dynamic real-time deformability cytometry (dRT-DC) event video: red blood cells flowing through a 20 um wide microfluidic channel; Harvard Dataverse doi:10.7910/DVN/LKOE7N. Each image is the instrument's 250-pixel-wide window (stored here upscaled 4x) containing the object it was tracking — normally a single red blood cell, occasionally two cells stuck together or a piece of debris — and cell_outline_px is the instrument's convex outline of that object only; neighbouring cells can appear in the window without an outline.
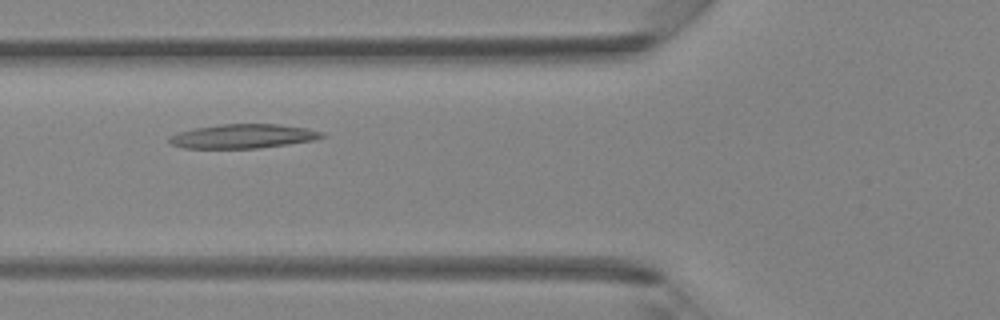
{"species": "Egyptian fruit bat (a non-hibernating species)", "species_latin": "Rousettus aegyptiacus", "temperature_condition": "room temperature", "stored_images_in_passage": 4, "camera_frame_rate_fps": 3000, "um_per_image_px": 0.085, "animal": {"sex": "female"}, "frame": {"image": 1, "passage_image": 4, "time_ms": 3.333, "image_size_px": [1000, 320], "cell_outline_px": [[328, 136], [312, 140], [288, 144], [260, 148], [184, 148], [172, 144], [168, 140], [168, 136], [180, 132], [196, 128], [220, 124], [280, 124], [308, 128], [324, 132]], "centroid_in_image_um": [20.71, 11.57], "position_along_channel_um": 105.1, "area_um2": 21.5}}